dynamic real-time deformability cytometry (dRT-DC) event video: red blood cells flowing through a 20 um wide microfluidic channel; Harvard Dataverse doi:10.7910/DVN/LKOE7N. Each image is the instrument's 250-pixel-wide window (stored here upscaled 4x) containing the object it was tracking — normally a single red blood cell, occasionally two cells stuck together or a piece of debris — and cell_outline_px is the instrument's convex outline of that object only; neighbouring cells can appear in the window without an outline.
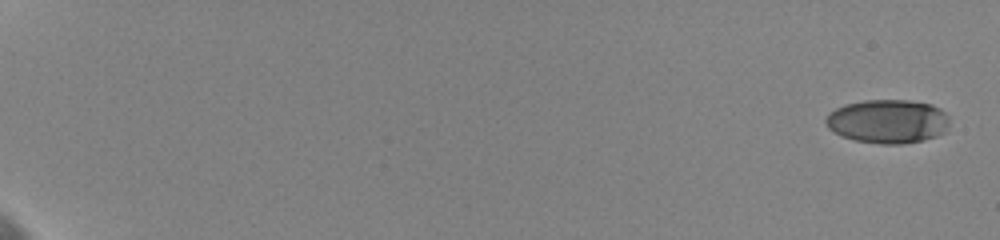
{"species": "human", "species_latin": "Homo sapiens", "temperature_condition": "cold", "stored_images_in_passage": 17, "camera_frame_rate_fps": 3000, "um_per_image_px": 0.085, "donor": {"sex": "female"}, "frame": {"image": 1, "passage_image": 1, "time_ms": 0.0, "image_size_px": [1000, 240], "cell_outline_px": [[948, 124], [944, 132], [936, 136], [924, 140], [900, 144], [880, 144], [856, 140], [840, 136], [828, 128], [824, 120], [828, 112], [844, 104], [864, 100], [908, 100], [932, 104], [940, 108], [948, 116]], "centroid_in_image_um": [75.43, 10.31], "position_along_channel_um": 9.6, "area_um2": 31.79}}